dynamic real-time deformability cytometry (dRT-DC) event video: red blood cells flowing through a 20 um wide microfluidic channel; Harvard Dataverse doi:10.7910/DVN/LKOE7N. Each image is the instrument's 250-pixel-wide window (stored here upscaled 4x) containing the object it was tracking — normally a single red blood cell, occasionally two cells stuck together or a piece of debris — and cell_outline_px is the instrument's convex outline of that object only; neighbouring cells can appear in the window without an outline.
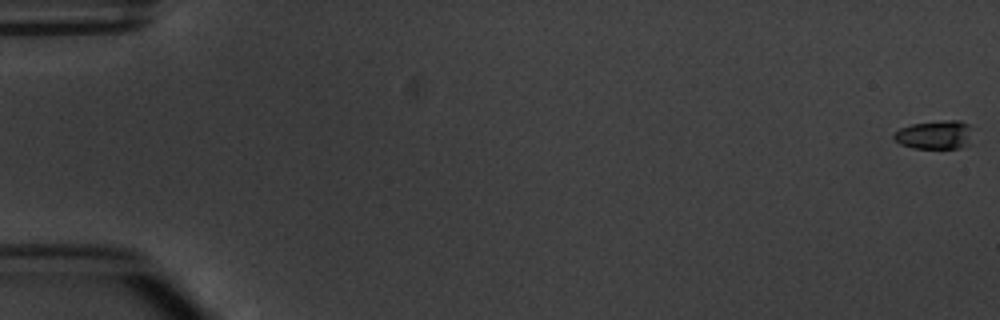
{"species": "common noctule bat (a hibernating species)", "species_latin": "Nyctalus noctula", "temperature_condition": "warm", "stored_images_in_passage": 8, "camera_frame_rate_fps": 3000, "um_per_image_px": 0.085, "animal": {"sex": "male", "body_mass_g": 20.1, "forearm_length_mm": 53.5}, "frame": {"image": 1, "passage_image": 1, "time_ms": 0.0, "image_size_px": [1000, 320], "cell_outline_px": [[968, 144], [960, 148], [912, 148], [900, 144], [892, 136], [892, 132], [900, 128], [912, 124], [948, 120], [960, 120], [968, 124]], "centroid_in_image_um": [79.37, 11.46], "position_along_channel_um": 5.6, "area_um2": 12.89}}
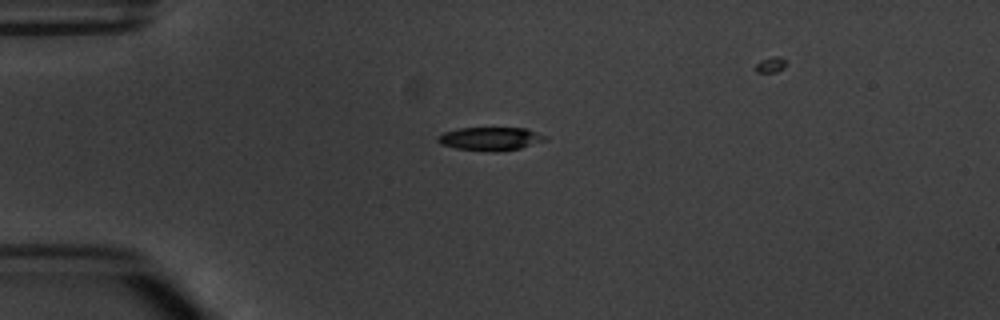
{"frame": {"image": 2, "passage_image": 5, "time_ms": 4.667, "image_size_px": [1000, 320], "cell_outline_px": [[548, 140], [520, 148], [496, 152], [492, 152], [456, 148], [440, 144], [436, 140], [436, 136], [444, 132], [460, 128], [524, 128], [548, 136]], "centroid_in_image_um": [41.68, 11.8], "position_along_channel_um": 43.3, "area_um2": 14.68}}
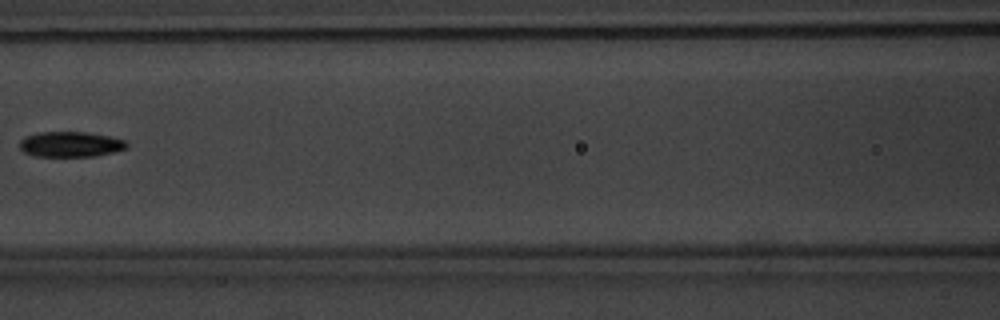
{"frame": {"image": 3, "passage_image": 8, "time_ms": 8.333, "image_size_px": [1000, 320], "cell_outline_px": [[128, 148], [96, 156], [36, 156], [24, 152], [20, 148], [20, 140], [24, 136], [36, 132], [88, 132], [112, 136], [124, 140], [128, 144]], "centroid_in_image_um": [6.0, 12.25], "position_along_channel_um": 160.6, "area_um2": 15.95}}